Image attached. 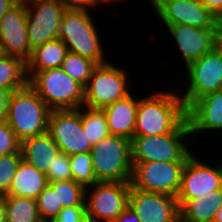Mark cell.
<instances>
[{"mask_svg": "<svg viewBox=\"0 0 222 222\" xmlns=\"http://www.w3.org/2000/svg\"><path fill=\"white\" fill-rule=\"evenodd\" d=\"M28 84L26 63L18 57L0 56V88L13 92Z\"/></svg>", "mask_w": 222, "mask_h": 222, "instance_id": "cell-24", "label": "cell"}, {"mask_svg": "<svg viewBox=\"0 0 222 222\" xmlns=\"http://www.w3.org/2000/svg\"><path fill=\"white\" fill-rule=\"evenodd\" d=\"M28 84L52 110H75L84 104V88L60 67L26 71Z\"/></svg>", "mask_w": 222, "mask_h": 222, "instance_id": "cell-5", "label": "cell"}, {"mask_svg": "<svg viewBox=\"0 0 222 222\" xmlns=\"http://www.w3.org/2000/svg\"><path fill=\"white\" fill-rule=\"evenodd\" d=\"M6 222H42L35 199L4 196Z\"/></svg>", "mask_w": 222, "mask_h": 222, "instance_id": "cell-25", "label": "cell"}, {"mask_svg": "<svg viewBox=\"0 0 222 222\" xmlns=\"http://www.w3.org/2000/svg\"><path fill=\"white\" fill-rule=\"evenodd\" d=\"M72 180L85 189L97 183L90 152L69 156Z\"/></svg>", "mask_w": 222, "mask_h": 222, "instance_id": "cell-29", "label": "cell"}, {"mask_svg": "<svg viewBox=\"0 0 222 222\" xmlns=\"http://www.w3.org/2000/svg\"><path fill=\"white\" fill-rule=\"evenodd\" d=\"M125 68L123 65L121 68L117 67L112 61L97 65L84 88L83 106L102 109L131 94L130 87L134 83L128 79L131 74Z\"/></svg>", "mask_w": 222, "mask_h": 222, "instance_id": "cell-7", "label": "cell"}, {"mask_svg": "<svg viewBox=\"0 0 222 222\" xmlns=\"http://www.w3.org/2000/svg\"><path fill=\"white\" fill-rule=\"evenodd\" d=\"M0 222H6V209L4 195L0 196Z\"/></svg>", "mask_w": 222, "mask_h": 222, "instance_id": "cell-40", "label": "cell"}, {"mask_svg": "<svg viewBox=\"0 0 222 222\" xmlns=\"http://www.w3.org/2000/svg\"><path fill=\"white\" fill-rule=\"evenodd\" d=\"M117 1H118V2H120V1H121V2H122V1H123V2H126L125 0H101V2H102L103 4L106 3V5H107V4H112V3H114V2L116 3ZM111 2H112V3H111Z\"/></svg>", "mask_w": 222, "mask_h": 222, "instance_id": "cell-43", "label": "cell"}, {"mask_svg": "<svg viewBox=\"0 0 222 222\" xmlns=\"http://www.w3.org/2000/svg\"><path fill=\"white\" fill-rule=\"evenodd\" d=\"M153 10L163 25L217 29V18L199 0H162Z\"/></svg>", "mask_w": 222, "mask_h": 222, "instance_id": "cell-15", "label": "cell"}, {"mask_svg": "<svg viewBox=\"0 0 222 222\" xmlns=\"http://www.w3.org/2000/svg\"><path fill=\"white\" fill-rule=\"evenodd\" d=\"M152 6V8L154 9L162 0H148Z\"/></svg>", "mask_w": 222, "mask_h": 222, "instance_id": "cell-44", "label": "cell"}, {"mask_svg": "<svg viewBox=\"0 0 222 222\" xmlns=\"http://www.w3.org/2000/svg\"><path fill=\"white\" fill-rule=\"evenodd\" d=\"M186 162L132 163L131 185L138 190L176 197Z\"/></svg>", "mask_w": 222, "mask_h": 222, "instance_id": "cell-11", "label": "cell"}, {"mask_svg": "<svg viewBox=\"0 0 222 222\" xmlns=\"http://www.w3.org/2000/svg\"><path fill=\"white\" fill-rule=\"evenodd\" d=\"M38 212L42 222L54 221L62 206H58L57 190H53L47 185L36 199Z\"/></svg>", "mask_w": 222, "mask_h": 222, "instance_id": "cell-30", "label": "cell"}, {"mask_svg": "<svg viewBox=\"0 0 222 222\" xmlns=\"http://www.w3.org/2000/svg\"><path fill=\"white\" fill-rule=\"evenodd\" d=\"M68 52L59 38L45 42L32 49L31 58L26 62V71L59 68Z\"/></svg>", "mask_w": 222, "mask_h": 222, "instance_id": "cell-23", "label": "cell"}, {"mask_svg": "<svg viewBox=\"0 0 222 222\" xmlns=\"http://www.w3.org/2000/svg\"><path fill=\"white\" fill-rule=\"evenodd\" d=\"M66 6L60 0H37L26 4L28 42L31 49L58 38Z\"/></svg>", "mask_w": 222, "mask_h": 222, "instance_id": "cell-13", "label": "cell"}, {"mask_svg": "<svg viewBox=\"0 0 222 222\" xmlns=\"http://www.w3.org/2000/svg\"><path fill=\"white\" fill-rule=\"evenodd\" d=\"M193 153L186 161L182 171L181 185L176 196L181 208L188 200L201 198L210 192L222 189V162H204ZM222 161V160H221Z\"/></svg>", "mask_w": 222, "mask_h": 222, "instance_id": "cell-10", "label": "cell"}, {"mask_svg": "<svg viewBox=\"0 0 222 222\" xmlns=\"http://www.w3.org/2000/svg\"><path fill=\"white\" fill-rule=\"evenodd\" d=\"M217 18L222 14V0H199Z\"/></svg>", "mask_w": 222, "mask_h": 222, "instance_id": "cell-37", "label": "cell"}, {"mask_svg": "<svg viewBox=\"0 0 222 222\" xmlns=\"http://www.w3.org/2000/svg\"><path fill=\"white\" fill-rule=\"evenodd\" d=\"M164 29L169 32L171 40L174 39L180 51L177 56H182L185 68L219 45L217 29H201L185 24L165 25Z\"/></svg>", "mask_w": 222, "mask_h": 222, "instance_id": "cell-17", "label": "cell"}, {"mask_svg": "<svg viewBox=\"0 0 222 222\" xmlns=\"http://www.w3.org/2000/svg\"><path fill=\"white\" fill-rule=\"evenodd\" d=\"M52 222H88L86 217V206L76 205L63 208L58 217Z\"/></svg>", "mask_w": 222, "mask_h": 222, "instance_id": "cell-34", "label": "cell"}, {"mask_svg": "<svg viewBox=\"0 0 222 222\" xmlns=\"http://www.w3.org/2000/svg\"><path fill=\"white\" fill-rule=\"evenodd\" d=\"M47 176L34 166L21 159L8 192L4 196H18L37 199L48 185Z\"/></svg>", "mask_w": 222, "mask_h": 222, "instance_id": "cell-20", "label": "cell"}, {"mask_svg": "<svg viewBox=\"0 0 222 222\" xmlns=\"http://www.w3.org/2000/svg\"><path fill=\"white\" fill-rule=\"evenodd\" d=\"M186 118L192 141L193 138L196 140V134L200 137L207 132L206 135H210L211 132H216L217 135L221 131L219 136H222V90L206 94L194 101L186 109Z\"/></svg>", "mask_w": 222, "mask_h": 222, "instance_id": "cell-18", "label": "cell"}, {"mask_svg": "<svg viewBox=\"0 0 222 222\" xmlns=\"http://www.w3.org/2000/svg\"><path fill=\"white\" fill-rule=\"evenodd\" d=\"M45 174L48 183L72 179L69 155L59 152Z\"/></svg>", "mask_w": 222, "mask_h": 222, "instance_id": "cell-32", "label": "cell"}, {"mask_svg": "<svg viewBox=\"0 0 222 222\" xmlns=\"http://www.w3.org/2000/svg\"><path fill=\"white\" fill-rule=\"evenodd\" d=\"M218 43L222 46V34H217Z\"/></svg>", "mask_w": 222, "mask_h": 222, "instance_id": "cell-45", "label": "cell"}, {"mask_svg": "<svg viewBox=\"0 0 222 222\" xmlns=\"http://www.w3.org/2000/svg\"><path fill=\"white\" fill-rule=\"evenodd\" d=\"M90 154L98 182L131 183L130 140L110 134L94 145Z\"/></svg>", "mask_w": 222, "mask_h": 222, "instance_id": "cell-6", "label": "cell"}, {"mask_svg": "<svg viewBox=\"0 0 222 222\" xmlns=\"http://www.w3.org/2000/svg\"><path fill=\"white\" fill-rule=\"evenodd\" d=\"M21 142L15 136L7 122L0 121V156L21 153Z\"/></svg>", "mask_w": 222, "mask_h": 222, "instance_id": "cell-33", "label": "cell"}, {"mask_svg": "<svg viewBox=\"0 0 222 222\" xmlns=\"http://www.w3.org/2000/svg\"><path fill=\"white\" fill-rule=\"evenodd\" d=\"M214 222H222V205L220 206V208L216 212Z\"/></svg>", "mask_w": 222, "mask_h": 222, "instance_id": "cell-42", "label": "cell"}, {"mask_svg": "<svg viewBox=\"0 0 222 222\" xmlns=\"http://www.w3.org/2000/svg\"><path fill=\"white\" fill-rule=\"evenodd\" d=\"M68 9L90 10L104 5L101 0H60ZM100 4V5H99ZM90 8V9H89Z\"/></svg>", "mask_w": 222, "mask_h": 222, "instance_id": "cell-35", "label": "cell"}, {"mask_svg": "<svg viewBox=\"0 0 222 222\" xmlns=\"http://www.w3.org/2000/svg\"><path fill=\"white\" fill-rule=\"evenodd\" d=\"M168 90L169 92L161 90L150 92L145 97L140 96L134 136L169 134L187 119L186 107L180 95L171 88Z\"/></svg>", "mask_w": 222, "mask_h": 222, "instance_id": "cell-1", "label": "cell"}, {"mask_svg": "<svg viewBox=\"0 0 222 222\" xmlns=\"http://www.w3.org/2000/svg\"><path fill=\"white\" fill-rule=\"evenodd\" d=\"M47 133L59 151L66 155L86 153L92 149L82 128L81 107L75 110L50 111Z\"/></svg>", "mask_w": 222, "mask_h": 222, "instance_id": "cell-12", "label": "cell"}, {"mask_svg": "<svg viewBox=\"0 0 222 222\" xmlns=\"http://www.w3.org/2000/svg\"><path fill=\"white\" fill-rule=\"evenodd\" d=\"M26 4L18 0L0 21V43L3 54L21 58L25 63L31 58L28 42Z\"/></svg>", "mask_w": 222, "mask_h": 222, "instance_id": "cell-14", "label": "cell"}, {"mask_svg": "<svg viewBox=\"0 0 222 222\" xmlns=\"http://www.w3.org/2000/svg\"><path fill=\"white\" fill-rule=\"evenodd\" d=\"M21 159L22 153L0 156V196L8 192Z\"/></svg>", "mask_w": 222, "mask_h": 222, "instance_id": "cell-31", "label": "cell"}, {"mask_svg": "<svg viewBox=\"0 0 222 222\" xmlns=\"http://www.w3.org/2000/svg\"><path fill=\"white\" fill-rule=\"evenodd\" d=\"M115 222H141L137 214L127 207L115 220Z\"/></svg>", "mask_w": 222, "mask_h": 222, "instance_id": "cell-38", "label": "cell"}, {"mask_svg": "<svg viewBox=\"0 0 222 222\" xmlns=\"http://www.w3.org/2000/svg\"><path fill=\"white\" fill-rule=\"evenodd\" d=\"M133 92L124 99L102 108L110 134L131 140L134 136L139 97ZM136 97V98H135Z\"/></svg>", "mask_w": 222, "mask_h": 222, "instance_id": "cell-19", "label": "cell"}, {"mask_svg": "<svg viewBox=\"0 0 222 222\" xmlns=\"http://www.w3.org/2000/svg\"><path fill=\"white\" fill-rule=\"evenodd\" d=\"M11 93L8 89L0 88V121L6 119Z\"/></svg>", "mask_w": 222, "mask_h": 222, "instance_id": "cell-36", "label": "cell"}, {"mask_svg": "<svg viewBox=\"0 0 222 222\" xmlns=\"http://www.w3.org/2000/svg\"><path fill=\"white\" fill-rule=\"evenodd\" d=\"M18 0H0V21L7 10L13 6Z\"/></svg>", "mask_w": 222, "mask_h": 222, "instance_id": "cell-39", "label": "cell"}, {"mask_svg": "<svg viewBox=\"0 0 222 222\" xmlns=\"http://www.w3.org/2000/svg\"><path fill=\"white\" fill-rule=\"evenodd\" d=\"M20 150L22 159L44 173L48 171L54 157L60 152L58 146L47 132L23 140Z\"/></svg>", "mask_w": 222, "mask_h": 222, "instance_id": "cell-21", "label": "cell"}, {"mask_svg": "<svg viewBox=\"0 0 222 222\" xmlns=\"http://www.w3.org/2000/svg\"><path fill=\"white\" fill-rule=\"evenodd\" d=\"M81 121L83 131L92 147L110 135L107 119L102 109H90L82 106Z\"/></svg>", "mask_w": 222, "mask_h": 222, "instance_id": "cell-26", "label": "cell"}, {"mask_svg": "<svg viewBox=\"0 0 222 222\" xmlns=\"http://www.w3.org/2000/svg\"><path fill=\"white\" fill-rule=\"evenodd\" d=\"M50 111L37 92L27 84L11 93L5 121L22 142L47 132Z\"/></svg>", "mask_w": 222, "mask_h": 222, "instance_id": "cell-4", "label": "cell"}, {"mask_svg": "<svg viewBox=\"0 0 222 222\" xmlns=\"http://www.w3.org/2000/svg\"><path fill=\"white\" fill-rule=\"evenodd\" d=\"M222 205V189L210 192L207 196L188 200L180 208L183 222H214L217 210Z\"/></svg>", "mask_w": 222, "mask_h": 222, "instance_id": "cell-22", "label": "cell"}, {"mask_svg": "<svg viewBox=\"0 0 222 222\" xmlns=\"http://www.w3.org/2000/svg\"><path fill=\"white\" fill-rule=\"evenodd\" d=\"M190 136L192 135L187 119L169 134L133 136L130 140L131 161L132 163L186 162L194 153L192 148L196 147L189 144H195L194 141L188 142L192 138Z\"/></svg>", "mask_w": 222, "mask_h": 222, "instance_id": "cell-2", "label": "cell"}, {"mask_svg": "<svg viewBox=\"0 0 222 222\" xmlns=\"http://www.w3.org/2000/svg\"><path fill=\"white\" fill-rule=\"evenodd\" d=\"M128 207L141 222H177L180 207L176 197L145 192L130 186Z\"/></svg>", "mask_w": 222, "mask_h": 222, "instance_id": "cell-16", "label": "cell"}, {"mask_svg": "<svg viewBox=\"0 0 222 222\" xmlns=\"http://www.w3.org/2000/svg\"><path fill=\"white\" fill-rule=\"evenodd\" d=\"M20 1H23L25 4H27V3H31V2L37 1V0H20Z\"/></svg>", "mask_w": 222, "mask_h": 222, "instance_id": "cell-46", "label": "cell"}, {"mask_svg": "<svg viewBox=\"0 0 222 222\" xmlns=\"http://www.w3.org/2000/svg\"><path fill=\"white\" fill-rule=\"evenodd\" d=\"M131 183L97 182L85 189L88 222H115L128 207Z\"/></svg>", "mask_w": 222, "mask_h": 222, "instance_id": "cell-8", "label": "cell"}, {"mask_svg": "<svg viewBox=\"0 0 222 222\" xmlns=\"http://www.w3.org/2000/svg\"><path fill=\"white\" fill-rule=\"evenodd\" d=\"M186 73L188 81L185 85L188 87L185 86L180 97L187 109L202 96L222 90V46L217 45L211 52L191 63Z\"/></svg>", "mask_w": 222, "mask_h": 222, "instance_id": "cell-9", "label": "cell"}, {"mask_svg": "<svg viewBox=\"0 0 222 222\" xmlns=\"http://www.w3.org/2000/svg\"><path fill=\"white\" fill-rule=\"evenodd\" d=\"M89 10L68 9L63 12L58 38L69 52L89 58L97 65L109 62L103 49V39L99 36L96 21ZM102 40V41H101Z\"/></svg>", "mask_w": 222, "mask_h": 222, "instance_id": "cell-3", "label": "cell"}, {"mask_svg": "<svg viewBox=\"0 0 222 222\" xmlns=\"http://www.w3.org/2000/svg\"><path fill=\"white\" fill-rule=\"evenodd\" d=\"M53 190H57L58 206L68 208L76 205H85V188L74 180L50 182Z\"/></svg>", "mask_w": 222, "mask_h": 222, "instance_id": "cell-28", "label": "cell"}, {"mask_svg": "<svg viewBox=\"0 0 222 222\" xmlns=\"http://www.w3.org/2000/svg\"><path fill=\"white\" fill-rule=\"evenodd\" d=\"M217 34H222V14L217 17L216 21Z\"/></svg>", "mask_w": 222, "mask_h": 222, "instance_id": "cell-41", "label": "cell"}, {"mask_svg": "<svg viewBox=\"0 0 222 222\" xmlns=\"http://www.w3.org/2000/svg\"><path fill=\"white\" fill-rule=\"evenodd\" d=\"M3 54L2 49H1V43H0V56Z\"/></svg>", "mask_w": 222, "mask_h": 222, "instance_id": "cell-47", "label": "cell"}, {"mask_svg": "<svg viewBox=\"0 0 222 222\" xmlns=\"http://www.w3.org/2000/svg\"><path fill=\"white\" fill-rule=\"evenodd\" d=\"M96 66L97 64L89 58L68 52L60 68L85 88Z\"/></svg>", "mask_w": 222, "mask_h": 222, "instance_id": "cell-27", "label": "cell"}]
</instances>
